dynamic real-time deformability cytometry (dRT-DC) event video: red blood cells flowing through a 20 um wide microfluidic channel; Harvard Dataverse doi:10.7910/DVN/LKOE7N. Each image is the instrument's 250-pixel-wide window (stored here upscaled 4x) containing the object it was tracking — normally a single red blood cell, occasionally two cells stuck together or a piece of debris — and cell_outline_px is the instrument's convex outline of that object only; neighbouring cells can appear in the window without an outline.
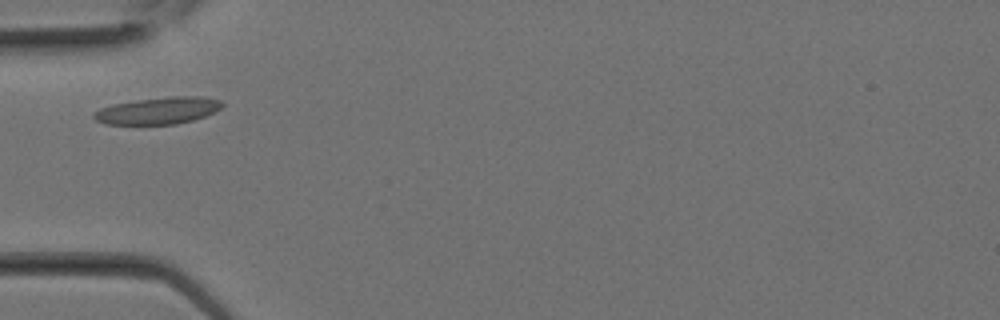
{"species": "Egyptian fruit bat (a non-hibernating species)", "species_latin": "Rousettus aegyptiacus", "temperature_condition": "room temperature", "stored_images_in_passage": 7, "camera_frame_rate_fps": 3000, "um_per_image_px": 0.085, "animal": {"sex": "female"}, "frame": {"image": 1, "passage_image": 4, "time_ms": 1.0, "image_size_px": [1000, 320], "cell_outline_px": [[224, 104], [220, 108], [204, 116], [192, 120], [176, 124], [108, 124], [96, 120], [92, 116], [92, 112], [100, 108], [112, 104], [136, 100], [172, 96], [200, 96], [220, 100]], "centroid_in_image_um": [13.41, 9.4], "position_along_channel_um": 71.6, "area_um2": 20.0}}
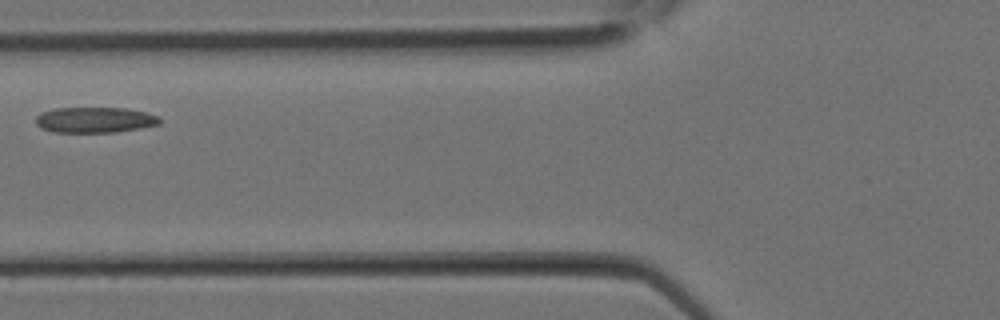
{"frame": {"image": 2, "passage_image": 6, "time_ms": 1.667, "image_size_px": [1000, 320], "cell_outline_px": [[160, 124], [140, 128], [116, 132], [52, 132], [40, 128], [36, 124], [36, 116], [40, 112], [56, 108], [128, 108], [148, 112], [160, 116]], "centroid_in_image_um": [8.07, 10.19], "position_along_channel_um": 117.7, "area_um2": 18.73}}